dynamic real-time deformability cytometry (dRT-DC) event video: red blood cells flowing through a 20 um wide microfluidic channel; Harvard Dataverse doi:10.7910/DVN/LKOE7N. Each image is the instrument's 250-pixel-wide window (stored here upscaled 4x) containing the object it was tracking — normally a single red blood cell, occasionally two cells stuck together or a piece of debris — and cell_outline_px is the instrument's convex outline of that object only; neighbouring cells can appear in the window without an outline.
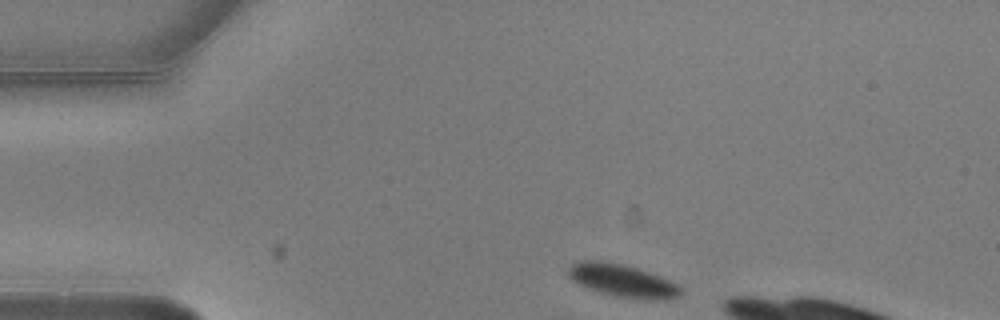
{"species": "common noctule bat (a hibernating species)", "species_latin": "Nyctalus noctula", "temperature_condition": "warm", "stored_images_in_passage": 5, "camera_frame_rate_fps": 3000, "um_per_image_px": 0.085, "animal": {"sex": "male", "body_mass_g": 20.5, "forearm_length_mm": 52.5}, "frame": {"image": 1, "passage_image": 1, "time_ms": 0.0, "image_size_px": [1000, 320], "cell_outline_px": [[684, 292], [680, 296], [664, 300], [648, 300], [616, 296], [600, 292], [588, 288], [572, 280], [568, 276], [568, 268], [572, 264], [580, 260], [600, 260], [624, 264], [660, 276], [676, 284]], "centroid_in_image_um": [52.91, 23.85], "position_along_channel_um": 32.1, "area_um2": 21.44}}
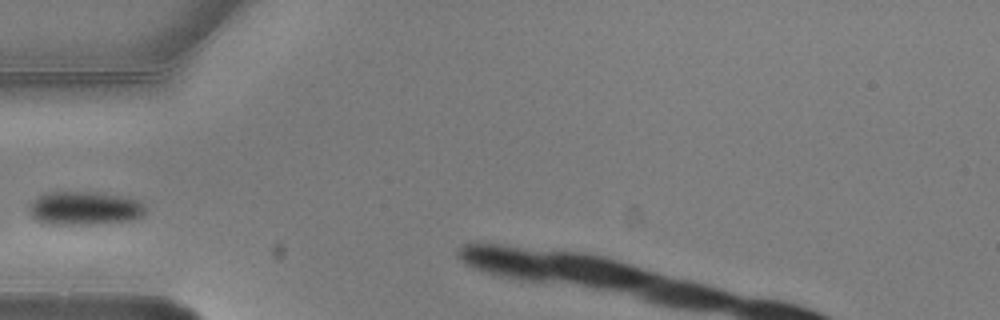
{"frame": {"image": 2, "passage_image": 3, "time_ms": 0.667, "image_size_px": [1000, 320], "cell_outline_px": [[148, 208], [144, 216], [132, 220], [96, 224], [48, 224], [36, 220], [28, 212], [28, 204], [32, 200], [48, 192], [96, 192], [120, 196], [140, 200]], "centroid_in_image_um": [7.21, 17.7], "position_along_channel_um": 77.8, "area_um2": 23.06}}
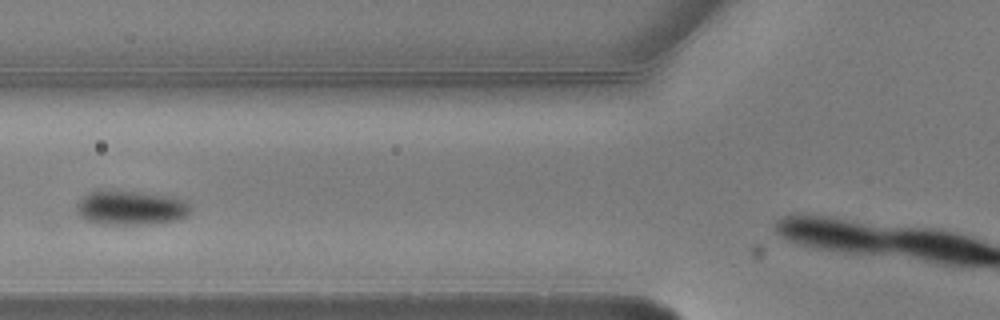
{"frame": {"image": 3, "passage_image": 4, "time_ms": 1.0, "image_size_px": [1000, 320], "cell_outline_px": [[192, 212], [188, 216], [180, 220], [152, 224], [92, 224], [80, 216], [76, 212], [76, 204], [88, 192], [100, 188], [140, 192], [172, 196], [188, 200], [192, 204]], "centroid_in_image_um": [11.15, 17.65], "position_along_channel_um": 114.6, "area_um2": 23.93}}